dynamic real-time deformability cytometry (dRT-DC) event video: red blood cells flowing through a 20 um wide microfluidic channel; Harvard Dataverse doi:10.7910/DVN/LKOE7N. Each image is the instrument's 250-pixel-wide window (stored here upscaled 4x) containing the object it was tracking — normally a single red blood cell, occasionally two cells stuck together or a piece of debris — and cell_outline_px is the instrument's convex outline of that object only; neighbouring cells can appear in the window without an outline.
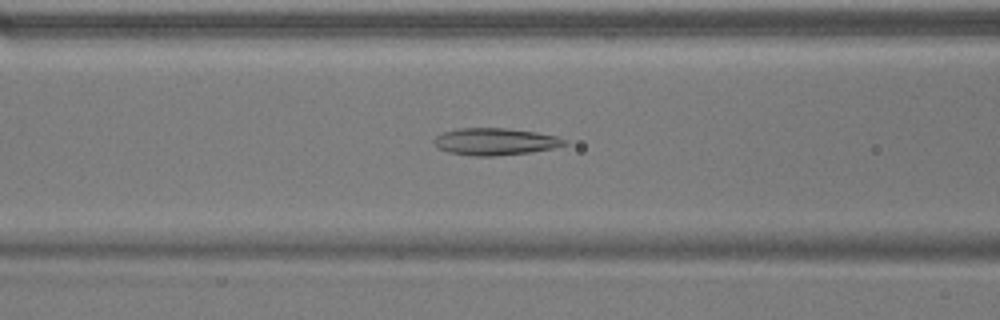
{"species": "common noctule bat (a hibernating species)", "species_latin": "Nyctalus noctula", "temperature_condition": "warm", "stored_images_in_passage": 47, "camera_frame_rate_fps": 3000, "um_per_image_px": 0.085, "animal": {"sex": "male", "body_mass_g": 17.9}, "frame": {"image": 1, "passage_image": 21, "time_ms": 6.667, "image_size_px": [1000, 320], "cell_outline_px": [[568, 144], [552, 148], [528, 152], [496, 156], [472, 156], [448, 152], [440, 148], [432, 140], [436, 136], [444, 132], [460, 128], [508, 128], [536, 132], [556, 136], [568, 140]], "centroid_in_image_um": [42.1, 12.03], "position_along_channel_um": 124.5, "area_um2": 20.46}}
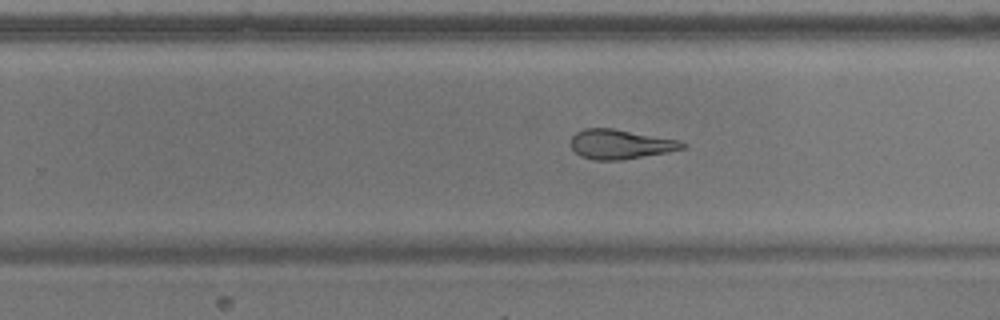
{"frame": {"image": 2, "passage_image": 33, "time_ms": 10.667, "image_size_px": [1000, 320], "cell_outline_px": [[688, 144], [684, 148], [668, 152], [624, 160], [592, 160], [580, 156], [572, 148], [572, 136], [576, 132], [584, 128], [612, 128], [680, 140]], "centroid_in_image_um": [52.75, 12.26], "position_along_channel_um": 277.0, "area_um2": 19.31}}
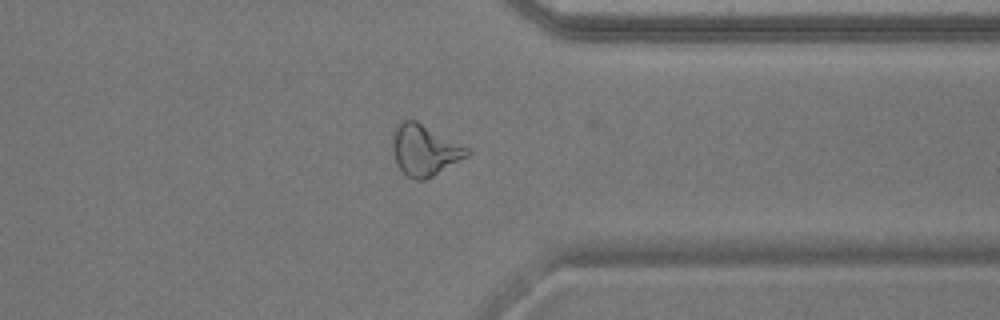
{"frame": {"image": 3, "passage_image": 41, "time_ms": 13.333, "image_size_px": [1000, 320], "cell_outline_px": [[472, 152], [468, 156], [432, 176], [424, 180], [412, 180], [396, 164], [392, 148], [392, 132], [396, 124], [404, 120], [416, 120], [468, 148]], "centroid_in_image_um": [36.05, 12.75], "position_along_channel_um": 375.3, "area_um2": 22.08}, "authors_computed_cell_mechanics": {"area_um2": 20.6924, "velocity_mm_per_s": 3.8202, "shape_relaxation_time_tau1_ms": 9.7059, "shape_relaxation_time_tau2_ms": 3.1202, "deformation_change_tau1": 0.2481, "deformation_change_tau2": 0.1366}}